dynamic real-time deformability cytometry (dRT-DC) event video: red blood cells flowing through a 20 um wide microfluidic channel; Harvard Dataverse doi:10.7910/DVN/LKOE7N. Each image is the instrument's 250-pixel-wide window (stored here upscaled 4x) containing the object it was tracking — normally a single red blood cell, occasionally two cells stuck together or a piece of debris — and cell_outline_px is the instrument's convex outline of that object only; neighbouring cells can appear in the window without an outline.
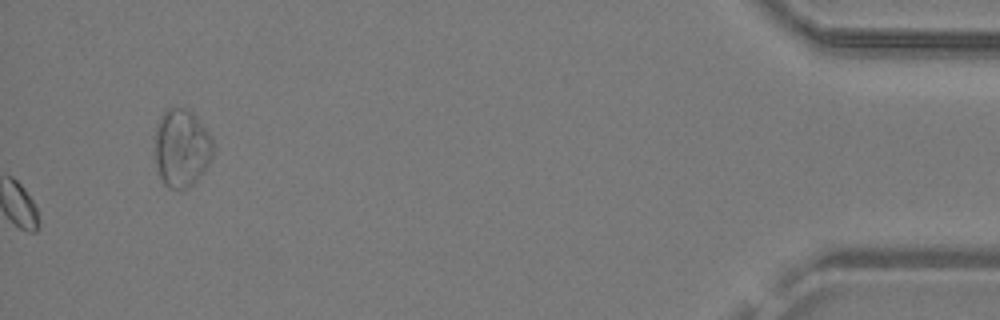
{"species": "common noctule bat (a hibernating species)", "species_latin": "Nyctalus noctula", "temperature_condition": "warm", "stored_images_in_passage": 27, "segment_of_instrument_passage": [2, 2], "camera_frame_rate_fps": 3000, "um_per_image_px": 0.085, "animal": {"sex": "male", "body_mass_g": 19.2, "forearm_length_mm": 51.8}, "frame": {"image": 1, "passage_image": 27, "time_ms": 8.667, "image_size_px": [1000, 320], "cell_outline_px": [[212, 156], [208, 164], [196, 180], [188, 188], [168, 188], [164, 184], [156, 168], [156, 124], [160, 116], [168, 108], [188, 108], [192, 112], [208, 132], [212, 140]], "centroid_in_image_um": [15.42, 12.57], "position_along_channel_um": 419.8, "area_um2": 26.13}}